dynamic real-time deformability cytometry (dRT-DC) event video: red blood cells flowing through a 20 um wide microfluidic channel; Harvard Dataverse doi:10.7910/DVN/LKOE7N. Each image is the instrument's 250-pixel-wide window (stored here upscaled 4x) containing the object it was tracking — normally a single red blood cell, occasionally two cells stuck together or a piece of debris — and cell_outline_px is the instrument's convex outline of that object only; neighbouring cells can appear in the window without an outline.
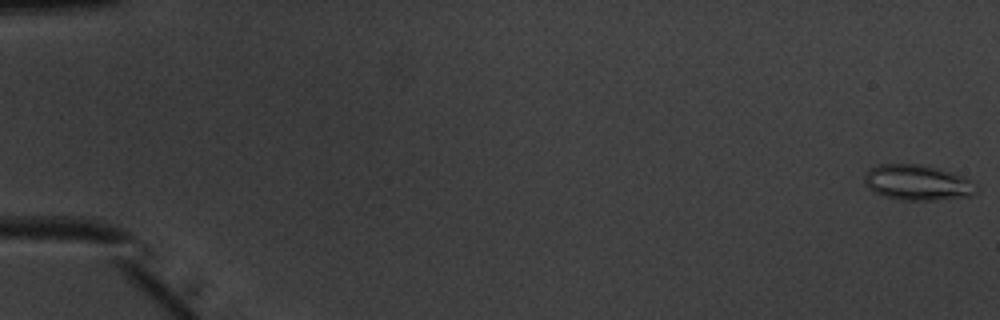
{"species": "common noctule bat (a hibernating species)", "species_latin": "Nyctalus noctula", "temperature_condition": "warm", "stored_images_in_passage": 52, "camera_frame_rate_fps": 3000, "um_per_image_px": 0.085, "animal": {"sex": "male", "body_mass_g": 20.1, "forearm_length_mm": 53.5}, "frame": {"image": 1, "passage_image": 1, "time_ms": 0.0, "image_size_px": [1000, 320], "cell_outline_px": [[976, 192], [972, 196], [932, 200], [900, 200], [884, 196], [868, 188], [864, 184], [864, 176], [868, 168], [880, 164], [920, 164], [936, 168], [964, 176], [972, 180]], "centroid_in_image_um": [77.95, 15.51], "position_along_channel_um": 7.1, "area_um2": 23.12}}
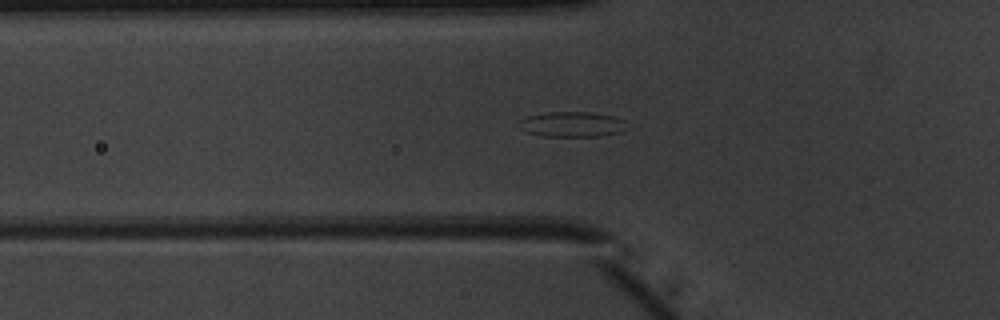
{"frame": {"image": 2, "passage_image": 19, "time_ms": 6.0, "image_size_px": [1000, 320], "cell_outline_px": [[624, 120], [620, 132], [600, 136], [544, 136], [528, 132], [520, 120], [528, 116], [548, 112], [588, 112], [612, 116]], "centroid_in_image_um": [48.64, 10.56], "position_along_channel_um": 77.2, "area_um2": 15.14}}
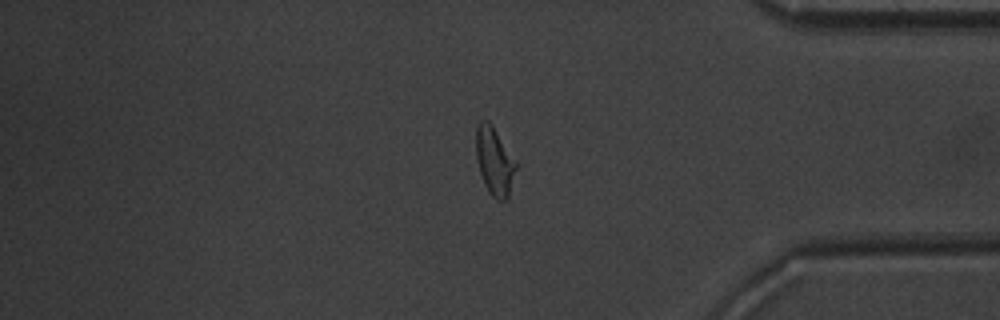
{"frame": {"image": 3, "passage_image": 44, "time_ms": 14.333, "image_size_px": [1000, 320], "cell_outline_px": [[516, 168], [508, 200], [496, 200], [488, 192], [484, 184], [480, 172], [476, 156], [476, 128], [480, 120], [488, 120], [492, 124], [516, 160]], "centroid_in_image_um": [42.03, 13.7], "position_along_channel_um": 393.2, "area_um2": 15.95}, "authors_computed_cell_mechanics": {"area_um2": 16.0106, "velocity_mm_per_s": 4.0141, "shape_relaxation_time_tau1_ms": 5.2647, "shape_relaxation_time_tau2_ms": 1.1254, "deformation_change_tau1": 0.1605, "deformation_change_tau2": 0.093}}